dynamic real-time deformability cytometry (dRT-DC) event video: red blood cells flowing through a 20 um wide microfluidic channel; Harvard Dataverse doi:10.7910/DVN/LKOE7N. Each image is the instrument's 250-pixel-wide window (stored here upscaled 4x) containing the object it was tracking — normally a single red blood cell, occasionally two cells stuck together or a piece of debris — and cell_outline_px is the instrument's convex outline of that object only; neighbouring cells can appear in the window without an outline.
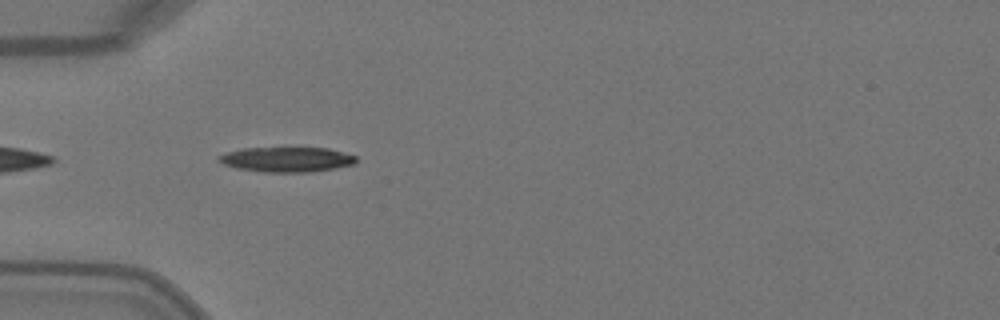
{"species": "Egyptian fruit bat (a non-hibernating species)", "species_latin": "Rousettus aegyptiacus", "temperature_condition": "warm", "stored_images_in_passage": 5, "camera_frame_rate_fps": 3000, "um_per_image_px": 0.085, "animal": {"sex": "female"}, "frame": {"image": 1, "passage_image": 5, "time_ms": 1.333, "image_size_px": [1000, 320], "cell_outline_px": [[356, 164], [336, 168], [312, 172], [264, 172], [236, 168], [224, 164], [216, 160], [216, 156], [228, 152], [244, 148], [328, 148], [356, 156]], "centroid_in_image_um": [24.37, 13.56], "position_along_channel_um": 60.6, "area_um2": 20.0}}